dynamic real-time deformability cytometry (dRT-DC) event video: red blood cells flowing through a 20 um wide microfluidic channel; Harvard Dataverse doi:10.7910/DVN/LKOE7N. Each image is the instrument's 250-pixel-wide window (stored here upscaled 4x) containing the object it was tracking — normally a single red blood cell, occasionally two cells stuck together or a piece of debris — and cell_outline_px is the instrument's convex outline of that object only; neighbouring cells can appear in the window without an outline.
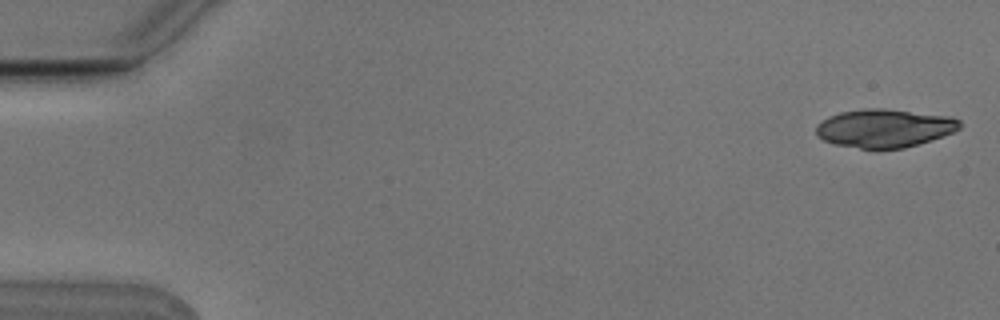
{"species": "Egyptian fruit bat (a non-hibernating species)", "species_latin": "Rousettus aegyptiacus", "temperature_condition": "cold", "stored_images_in_passage": 5, "camera_frame_rate_fps": 3000, "um_per_image_px": 0.085, "animal": {"sex": "male"}, "frame": {"image": 1, "passage_image": 1, "time_ms": 0.0, "image_size_px": [1000, 320], "cell_outline_px": [[960, 128], [952, 132], [932, 140], [904, 148], [860, 148], [836, 144], [824, 140], [816, 136], [816, 124], [828, 116], [840, 112], [864, 108], [884, 108], [948, 116], [960, 120]], "centroid_in_image_um": [75.14, 10.88], "position_along_channel_um": 9.9, "area_um2": 31.96}}